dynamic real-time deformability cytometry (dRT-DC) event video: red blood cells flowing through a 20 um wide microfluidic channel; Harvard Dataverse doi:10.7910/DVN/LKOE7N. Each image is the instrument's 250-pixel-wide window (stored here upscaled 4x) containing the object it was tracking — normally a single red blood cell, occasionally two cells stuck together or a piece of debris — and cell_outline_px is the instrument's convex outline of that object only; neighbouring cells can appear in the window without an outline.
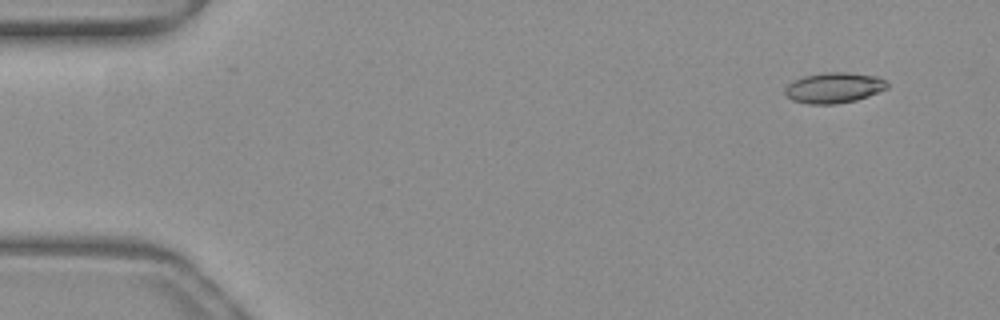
{"species": "common noctule bat (a hibernating species)", "species_latin": "Nyctalus noctula", "temperature_condition": "warm", "stored_images_in_passage": 8, "camera_frame_rate_fps": 3000, "um_per_image_px": 0.085, "animal": {"sex": "female", "body_mass_g": 19.3, "forearm_length_mm": 54.1}, "frame": {"image": 1, "passage_image": 2, "time_ms": 0.333, "image_size_px": [1000, 320], "cell_outline_px": [[888, 88], [868, 96], [856, 100], [836, 104], [808, 104], [792, 100], [784, 92], [784, 88], [788, 84], [804, 76], [824, 72], [848, 72], [876, 76], [884, 80], [888, 84]], "centroid_in_image_um": [70.88, 7.46], "position_along_channel_um": 14.1, "area_um2": 18.15}}